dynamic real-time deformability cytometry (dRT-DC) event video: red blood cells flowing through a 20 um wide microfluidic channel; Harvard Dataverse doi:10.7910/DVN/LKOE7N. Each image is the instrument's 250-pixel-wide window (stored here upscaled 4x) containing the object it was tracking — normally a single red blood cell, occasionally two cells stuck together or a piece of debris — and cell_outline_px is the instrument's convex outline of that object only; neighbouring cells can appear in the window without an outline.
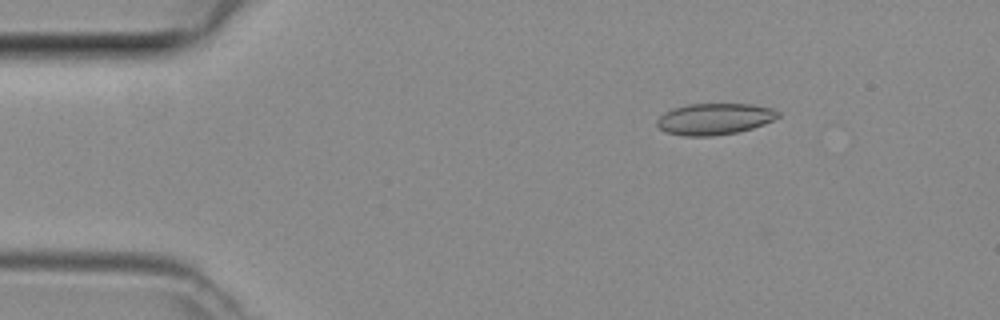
{"species": "common noctule bat (a hibernating species)", "species_latin": "Nyctalus noctula", "temperature_condition": "room temperature", "stored_images_in_passage": 7, "camera_frame_rate_fps": 3000, "um_per_image_px": 0.085, "animal": {"sex": "female", "body_mass_g": 29.2, "forearm_length_mm": 56.3}, "frame": {"image": 1, "passage_image": 3, "time_ms": 0.667, "image_size_px": [1000, 320], "cell_outline_px": [[780, 116], [764, 124], [752, 128], [736, 132], [712, 136], [684, 136], [668, 132], [660, 128], [656, 124], [656, 120], [664, 112], [672, 108], [688, 104], [752, 104], [772, 108], [780, 112]], "centroid_in_image_um": [60.73, 10.1], "position_along_channel_um": 24.3, "area_um2": 22.14}}